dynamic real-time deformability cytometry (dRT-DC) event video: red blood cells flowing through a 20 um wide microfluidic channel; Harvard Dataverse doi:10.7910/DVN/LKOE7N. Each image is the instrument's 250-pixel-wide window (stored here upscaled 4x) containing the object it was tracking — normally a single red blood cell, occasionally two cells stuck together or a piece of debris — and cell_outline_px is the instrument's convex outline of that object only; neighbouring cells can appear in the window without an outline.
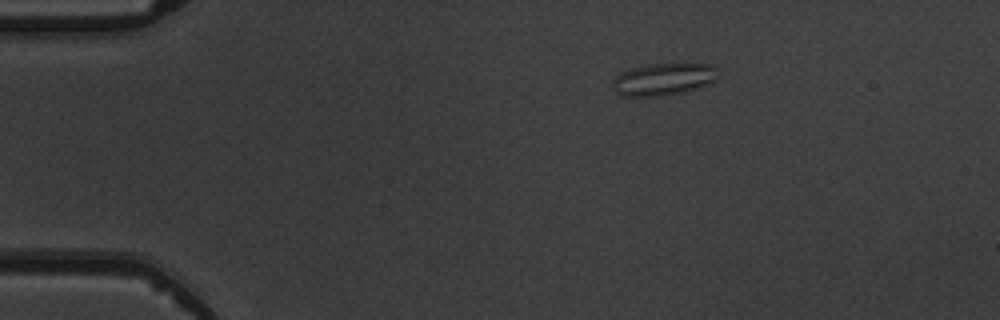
{"species": "common noctule bat (a hibernating species)", "species_latin": "Nyctalus noctula", "temperature_condition": "warm", "stored_images_in_passage": 4, "camera_frame_rate_fps": 3000, "um_per_image_px": 0.085, "animal": {"sex": "male", "body_mass_g": 19.5, "forearm_length_mm": 54.6}, "frame": {"image": 1, "passage_image": 1, "time_ms": 0.0, "image_size_px": [1000, 320], "cell_outline_px": [[716, 80], [712, 84], [684, 92], [652, 96], [620, 96], [616, 92], [616, 76], [620, 72], [628, 68], [652, 64], [712, 64], [716, 68]], "centroid_in_image_um": [56.44, 6.73], "position_along_channel_um": 28.6, "area_um2": 19.54}}
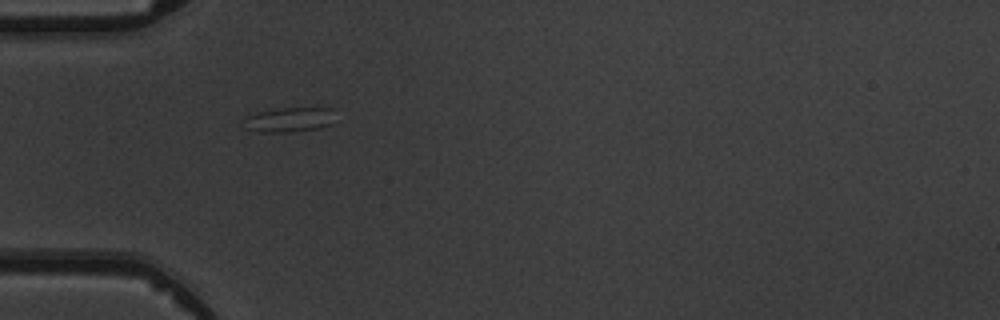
{"frame": {"image": 2, "passage_image": 3, "time_ms": 2.333, "image_size_px": [1000, 320], "cell_outline_px": [[332, 124], [320, 128], [288, 132], [260, 132], [248, 128], [244, 116], [256, 112], [280, 108], [332, 108]], "centroid_in_image_um": [24.59, 10.17], "position_along_channel_um": 60.4, "area_um2": 12.95}}
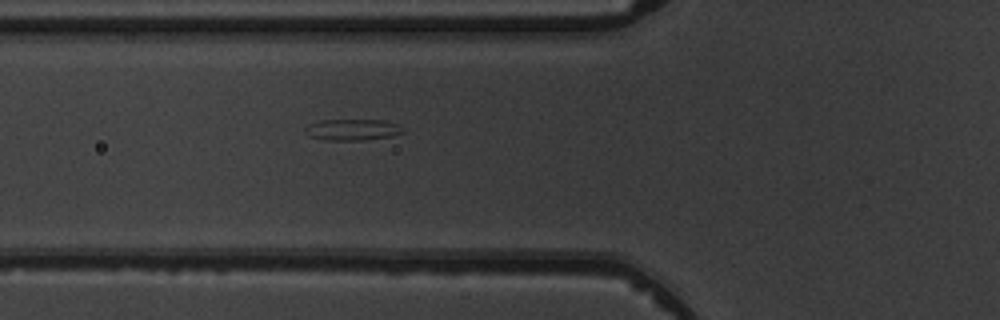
{"frame": {"image": 3, "passage_image": 4, "time_ms": 3.333, "image_size_px": [1000, 320], "cell_outline_px": [[404, 132], [392, 136], [364, 140], [324, 140], [308, 136], [304, 132], [304, 128], [320, 120], [384, 120], [396, 124], [404, 128]], "centroid_in_image_um": [29.96, 11.03], "position_along_channel_um": 95.8, "area_um2": 12.14}}